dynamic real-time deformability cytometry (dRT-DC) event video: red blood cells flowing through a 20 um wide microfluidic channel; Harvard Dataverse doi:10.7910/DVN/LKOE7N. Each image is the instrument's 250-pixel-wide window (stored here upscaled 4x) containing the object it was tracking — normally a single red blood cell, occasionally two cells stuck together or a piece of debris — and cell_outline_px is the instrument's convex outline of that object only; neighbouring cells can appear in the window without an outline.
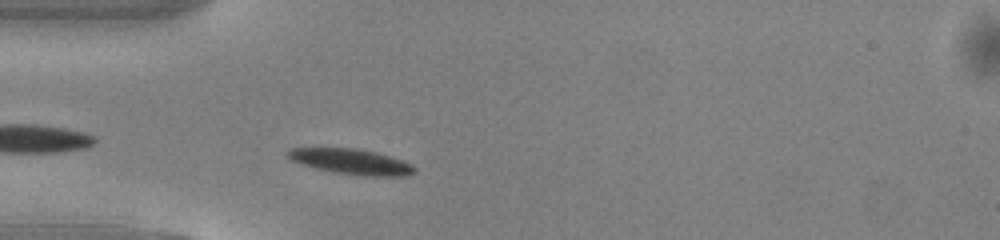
{"species": "common noctule bat (a hibernating species)", "species_latin": "Nyctalus noctula", "temperature_condition": "warm", "stored_images_in_passage": 31, "camera_frame_rate_fps": 3000, "um_per_image_px": 0.085, "animal": {"sex": "male", "body_mass_g": 13.0, "forearm_length_mm": 53.1}, "frame": {"image": 1, "passage_image": 3, "time_ms": 0.667, "image_size_px": [1000, 240], "cell_outline_px": [[416, 172], [408, 176], [364, 176], [336, 172], [316, 168], [300, 164], [288, 160], [284, 152], [288, 148], [356, 148], [376, 152], [404, 160], [412, 164], [416, 168]], "centroid_in_image_um": [29.84, 13.73], "position_along_channel_um": 55.2, "area_um2": 19.07}}
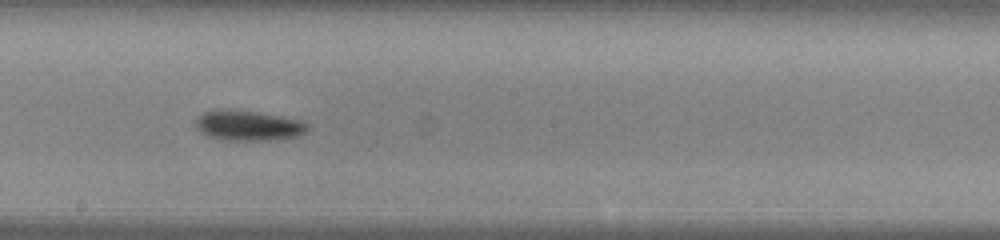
{"frame": {"image": 2, "passage_image": 16, "time_ms": 5.0, "image_size_px": [1000, 240], "cell_outline_px": [[308, 128], [304, 132], [296, 136], [268, 140], [220, 140], [208, 136], [200, 132], [196, 128], [196, 116], [204, 112], [256, 112], [280, 116], [300, 120], [308, 124]], "centroid_in_image_um": [21.1, 10.71], "position_along_channel_um": 227.1, "area_um2": 18.9}}
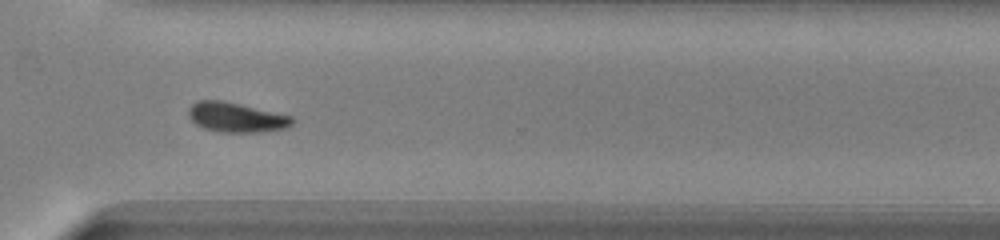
{"frame": {"image": 3, "passage_image": 25, "time_ms": 8.0, "image_size_px": [1000, 240], "cell_outline_px": [[296, 120], [288, 128], [260, 132], [220, 132], [204, 128], [196, 124], [188, 116], [188, 108], [196, 100], [220, 100], [292, 116]], "centroid_in_image_um": [20.07, 9.98], "position_along_channel_um": 350.5, "area_um2": 17.92}, "authors_computed_cell_mechanics": {"area_um2": 18.6694, "velocity_mm_per_s": 4.102, "shape_relaxation_time_tau1_ms": 1.8769, "shape_relaxation_time_tau2_ms": null, "deformation_change_tau1": 0.1005, "deformation_change_tau2": null}}